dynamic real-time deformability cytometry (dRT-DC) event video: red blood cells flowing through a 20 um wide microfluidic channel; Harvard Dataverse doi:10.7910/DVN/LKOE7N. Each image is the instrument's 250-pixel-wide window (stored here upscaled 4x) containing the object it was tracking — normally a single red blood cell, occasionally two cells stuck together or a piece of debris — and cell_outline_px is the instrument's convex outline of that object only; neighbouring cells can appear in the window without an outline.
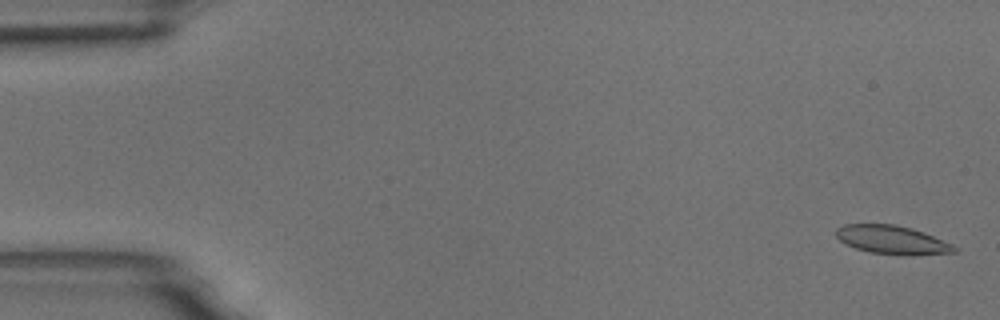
{"species": "common noctule bat (a hibernating species)", "species_latin": "Nyctalus noctula", "temperature_condition": "room temperature", "stored_images_in_passage": 55, "camera_frame_rate_fps": 3000, "um_per_image_px": 0.085, "animal": {"sex": "male", "body_mass_g": 18.8}, "frame": {"image": 1, "passage_image": 2, "time_ms": 0.333, "image_size_px": [1000, 320], "cell_outline_px": [[960, 252], [912, 256], [904, 256], [868, 252], [844, 244], [836, 236], [836, 228], [844, 224], [896, 224], [912, 228], [924, 232], [952, 244], [960, 248]], "centroid_in_image_um": [75.88, 20.4], "position_along_channel_um": 9.1, "area_um2": 20.17}}
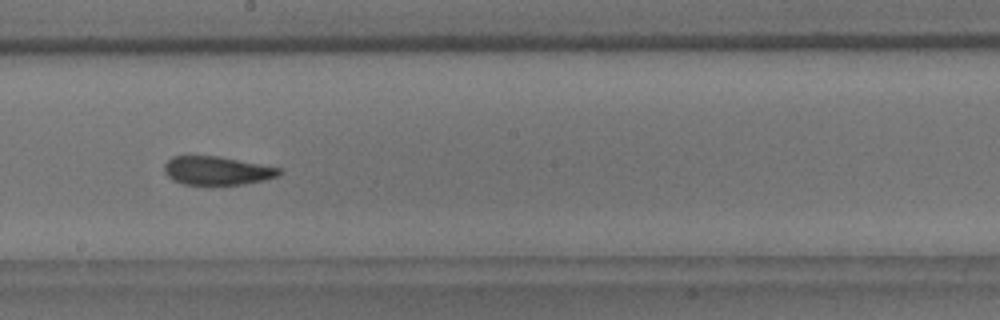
{"frame": {"image": 2, "passage_image": 31, "time_ms": 10.0, "image_size_px": [1000, 320], "cell_outline_px": [[284, 172], [276, 176], [264, 180], [244, 184], [184, 184], [172, 180], [164, 172], [164, 164], [172, 156], [220, 156], [280, 168]], "centroid_in_image_um": [18.43, 14.5], "position_along_channel_um": 229.8, "area_um2": 19.02}}
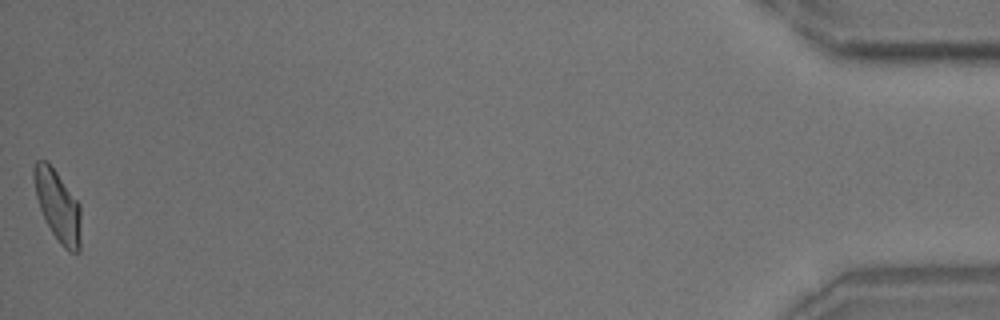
{"frame": {"image": 3, "passage_image": 55, "time_ms": 18.0, "image_size_px": [1000, 320], "cell_outline_px": [[80, 252], [68, 252], [60, 244], [52, 232], [40, 208], [36, 196], [32, 176], [32, 168], [36, 160], [48, 160], [80, 204]], "centroid_in_image_um": [4.9, 17.46], "position_along_channel_um": 430.3, "area_um2": 19.54}, "authors_computed_cell_mechanics": {"area_um2": 19.941, "velocity_mm_per_s": 3.7107, "shape_relaxation_time_tau1_ms": 5.7985, "shape_relaxation_time_tau2_ms": 1.4615, "deformation_change_tau1": 0.1512, "deformation_change_tau2": 0.073}}